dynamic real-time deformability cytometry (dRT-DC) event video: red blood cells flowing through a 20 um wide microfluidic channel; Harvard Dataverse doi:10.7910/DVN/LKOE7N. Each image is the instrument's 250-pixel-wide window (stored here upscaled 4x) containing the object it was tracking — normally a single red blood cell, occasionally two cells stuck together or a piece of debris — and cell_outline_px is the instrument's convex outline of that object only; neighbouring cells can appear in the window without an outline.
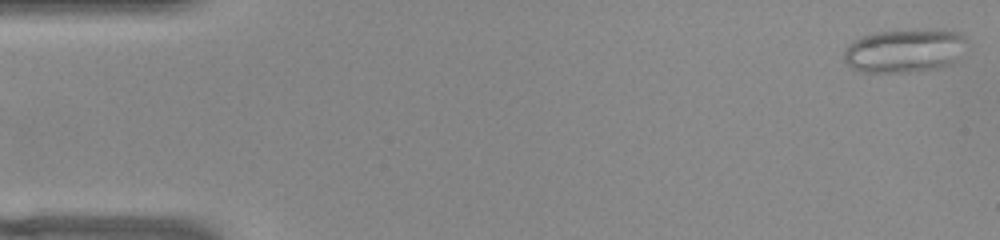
{"species": "common noctule bat (a hibernating species)", "species_latin": "Nyctalus noctula", "temperature_condition": "warm", "stored_images_in_passage": 52, "camera_frame_rate_fps": 3000, "um_per_image_px": 0.085, "animal": {"sex": "female", "body_mass_g": 22.0, "forearm_length_mm": 56.7}, "frame": {"image": 1, "passage_image": 1, "time_ms": 0.0, "image_size_px": [1000, 240], "cell_outline_px": [[968, 40], [964, 56], [960, 60], [952, 64], [936, 68], [912, 72], [860, 72], [852, 68], [844, 60], [844, 52], [848, 44], [852, 40], [872, 32], [920, 28], [940, 28], [960, 32]], "centroid_in_image_um": [76.98, 4.27], "position_along_channel_um": 8.0, "area_um2": 32.54}}
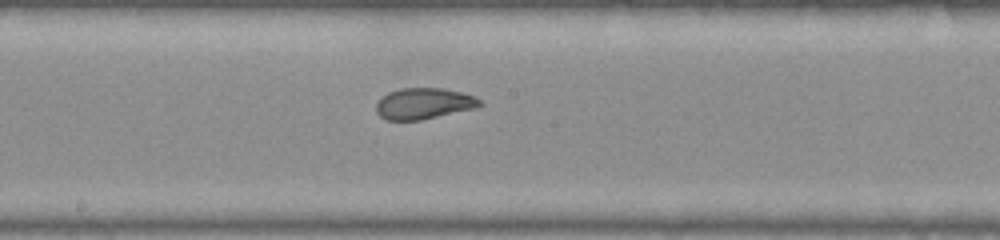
{"frame": {"image": 2, "passage_image": 27, "time_ms": 8.667, "image_size_px": [1000, 240], "cell_outline_px": [[484, 104], [476, 108], [420, 120], [388, 120], [380, 116], [376, 112], [376, 104], [380, 96], [388, 92], [400, 88], [444, 88], [460, 92], [472, 96], [480, 100]], "centroid_in_image_um": [35.99, 8.8], "position_along_channel_um": 212.2, "area_um2": 18.84}}
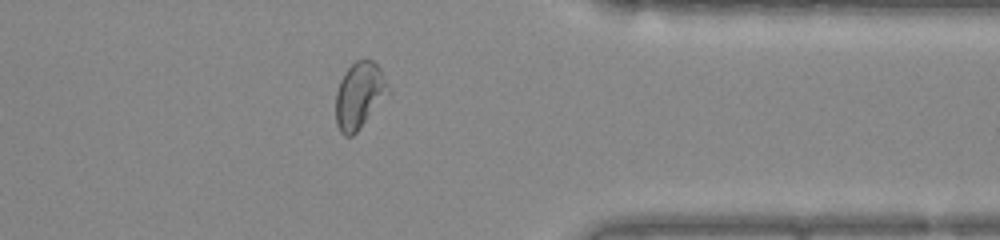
{"frame": {"image": 3, "passage_image": 41, "time_ms": 13.333, "image_size_px": [1000, 240], "cell_outline_px": [[388, 96], [356, 132], [352, 136], [344, 136], [340, 132], [336, 124], [336, 92], [340, 80], [344, 72], [356, 60], [372, 60], [380, 68], [388, 84]], "centroid_in_image_um": [30.54, 8.11], "position_along_channel_um": 380.9, "area_um2": 20.23}, "authors_computed_cell_mechanics": {"area_um2": 20.7791, "velocity_mm_per_s": 3.87, "shape_relaxation_time_tau1_ms": null, "shape_relaxation_time_tau2_ms": 0.9794, "deformation_change_tau1": null, "deformation_change_tau2": 0.0768}}